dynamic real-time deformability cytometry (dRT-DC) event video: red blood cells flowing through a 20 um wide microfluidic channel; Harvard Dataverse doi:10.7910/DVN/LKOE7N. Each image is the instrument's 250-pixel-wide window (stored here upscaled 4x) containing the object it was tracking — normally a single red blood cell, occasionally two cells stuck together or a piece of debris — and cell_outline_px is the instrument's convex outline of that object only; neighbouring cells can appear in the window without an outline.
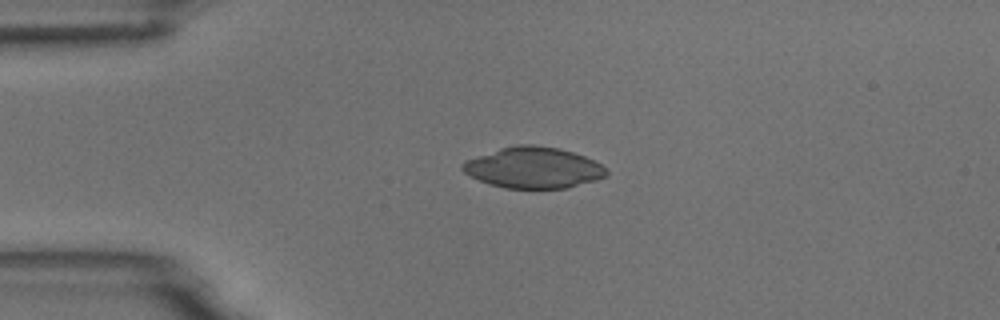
{"species": "common noctule bat (a hibernating species)", "species_latin": "Nyctalus noctula", "temperature_condition": "room temperature", "stored_images_in_passage": 5, "camera_frame_rate_fps": 3000, "um_per_image_px": 0.085, "animal": {"sex": "male", "body_mass_g": 18.8}, "frame": {"image": 1, "passage_image": 5, "time_ms": 5.333, "image_size_px": [1000, 320], "cell_outline_px": [[608, 176], [596, 180], [568, 188], [504, 188], [480, 180], [464, 172], [460, 168], [460, 164], [468, 160], [500, 148], [516, 144], [532, 144], [560, 148], [584, 156], [600, 164], [608, 172]], "centroid_in_image_um": [45.36, 14.25], "position_along_channel_um": 39.6, "area_um2": 34.16}}